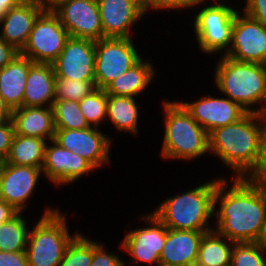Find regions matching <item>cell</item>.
Returning <instances> with one entry per match:
<instances>
[{"mask_svg": "<svg viewBox=\"0 0 266 266\" xmlns=\"http://www.w3.org/2000/svg\"><path fill=\"white\" fill-rule=\"evenodd\" d=\"M137 219L144 224L126 231L117 247L125 254L128 253L129 261H125V266H136L139 263L160 266L167 227L151 211L145 215L140 214Z\"/></svg>", "mask_w": 266, "mask_h": 266, "instance_id": "8", "label": "cell"}, {"mask_svg": "<svg viewBox=\"0 0 266 266\" xmlns=\"http://www.w3.org/2000/svg\"><path fill=\"white\" fill-rule=\"evenodd\" d=\"M132 38H102L95 41V84L105 89L144 55ZM140 51V52H139Z\"/></svg>", "mask_w": 266, "mask_h": 266, "instance_id": "9", "label": "cell"}, {"mask_svg": "<svg viewBox=\"0 0 266 266\" xmlns=\"http://www.w3.org/2000/svg\"><path fill=\"white\" fill-rule=\"evenodd\" d=\"M24 215L25 212H18L0 228V251H25L31 225Z\"/></svg>", "mask_w": 266, "mask_h": 266, "instance_id": "28", "label": "cell"}, {"mask_svg": "<svg viewBox=\"0 0 266 266\" xmlns=\"http://www.w3.org/2000/svg\"><path fill=\"white\" fill-rule=\"evenodd\" d=\"M138 98L107 94V121L118 133H130L133 137L140 134V102ZM140 106V107H139Z\"/></svg>", "mask_w": 266, "mask_h": 266, "instance_id": "25", "label": "cell"}, {"mask_svg": "<svg viewBox=\"0 0 266 266\" xmlns=\"http://www.w3.org/2000/svg\"><path fill=\"white\" fill-rule=\"evenodd\" d=\"M12 110L4 102V99L0 95V121L11 119Z\"/></svg>", "mask_w": 266, "mask_h": 266, "instance_id": "43", "label": "cell"}, {"mask_svg": "<svg viewBox=\"0 0 266 266\" xmlns=\"http://www.w3.org/2000/svg\"><path fill=\"white\" fill-rule=\"evenodd\" d=\"M0 266H29L26 252L0 251Z\"/></svg>", "mask_w": 266, "mask_h": 266, "instance_id": "39", "label": "cell"}, {"mask_svg": "<svg viewBox=\"0 0 266 266\" xmlns=\"http://www.w3.org/2000/svg\"><path fill=\"white\" fill-rule=\"evenodd\" d=\"M151 60L150 57H142L125 73L113 80L105 88L106 93L135 98L141 97V94L144 95L145 91L149 89V86L151 87L152 81H155V75L158 73V68L154 67Z\"/></svg>", "mask_w": 266, "mask_h": 266, "instance_id": "22", "label": "cell"}, {"mask_svg": "<svg viewBox=\"0 0 266 266\" xmlns=\"http://www.w3.org/2000/svg\"><path fill=\"white\" fill-rule=\"evenodd\" d=\"M34 62L18 54L0 69V95L11 110L23 106V96L30 67Z\"/></svg>", "mask_w": 266, "mask_h": 266, "instance_id": "24", "label": "cell"}, {"mask_svg": "<svg viewBox=\"0 0 266 266\" xmlns=\"http://www.w3.org/2000/svg\"><path fill=\"white\" fill-rule=\"evenodd\" d=\"M79 106L88 125L102 129L101 125L107 120V93L105 89L97 88L80 100Z\"/></svg>", "mask_w": 266, "mask_h": 266, "instance_id": "30", "label": "cell"}, {"mask_svg": "<svg viewBox=\"0 0 266 266\" xmlns=\"http://www.w3.org/2000/svg\"><path fill=\"white\" fill-rule=\"evenodd\" d=\"M234 242L215 230L206 232L200 242L195 266H230Z\"/></svg>", "mask_w": 266, "mask_h": 266, "instance_id": "27", "label": "cell"}, {"mask_svg": "<svg viewBox=\"0 0 266 266\" xmlns=\"http://www.w3.org/2000/svg\"><path fill=\"white\" fill-rule=\"evenodd\" d=\"M103 38H134L132 30L147 15L138 0H97ZM137 24V25H136Z\"/></svg>", "mask_w": 266, "mask_h": 266, "instance_id": "18", "label": "cell"}, {"mask_svg": "<svg viewBox=\"0 0 266 266\" xmlns=\"http://www.w3.org/2000/svg\"><path fill=\"white\" fill-rule=\"evenodd\" d=\"M201 95L195 101L181 100L179 102L208 134L219 127L239 121L248 113L238 103L231 101L221 93L219 96L209 93Z\"/></svg>", "mask_w": 266, "mask_h": 266, "instance_id": "15", "label": "cell"}, {"mask_svg": "<svg viewBox=\"0 0 266 266\" xmlns=\"http://www.w3.org/2000/svg\"><path fill=\"white\" fill-rule=\"evenodd\" d=\"M43 177L40 168L4 163L0 176V198L16 211L26 212Z\"/></svg>", "mask_w": 266, "mask_h": 266, "instance_id": "16", "label": "cell"}, {"mask_svg": "<svg viewBox=\"0 0 266 266\" xmlns=\"http://www.w3.org/2000/svg\"><path fill=\"white\" fill-rule=\"evenodd\" d=\"M55 81L52 64L34 63L27 76L23 106L52 107L55 100Z\"/></svg>", "mask_w": 266, "mask_h": 266, "instance_id": "23", "label": "cell"}, {"mask_svg": "<svg viewBox=\"0 0 266 266\" xmlns=\"http://www.w3.org/2000/svg\"><path fill=\"white\" fill-rule=\"evenodd\" d=\"M200 183L192 189L178 192V195L166 197L151 212L168 229L213 230L214 194L218 177Z\"/></svg>", "mask_w": 266, "mask_h": 266, "instance_id": "5", "label": "cell"}, {"mask_svg": "<svg viewBox=\"0 0 266 266\" xmlns=\"http://www.w3.org/2000/svg\"><path fill=\"white\" fill-rule=\"evenodd\" d=\"M239 7L246 15L254 18L266 28V0H242Z\"/></svg>", "mask_w": 266, "mask_h": 266, "instance_id": "38", "label": "cell"}, {"mask_svg": "<svg viewBox=\"0 0 266 266\" xmlns=\"http://www.w3.org/2000/svg\"><path fill=\"white\" fill-rule=\"evenodd\" d=\"M45 9L38 0H25L19 6L10 8L1 17L0 37L21 52L35 20Z\"/></svg>", "mask_w": 266, "mask_h": 266, "instance_id": "19", "label": "cell"}, {"mask_svg": "<svg viewBox=\"0 0 266 266\" xmlns=\"http://www.w3.org/2000/svg\"><path fill=\"white\" fill-rule=\"evenodd\" d=\"M93 171L97 170L77 153L63 148L54 139L47 142L42 172L53 187L71 186Z\"/></svg>", "mask_w": 266, "mask_h": 266, "instance_id": "13", "label": "cell"}, {"mask_svg": "<svg viewBox=\"0 0 266 266\" xmlns=\"http://www.w3.org/2000/svg\"><path fill=\"white\" fill-rule=\"evenodd\" d=\"M51 10L70 37L98 41L103 38L97 0H59Z\"/></svg>", "mask_w": 266, "mask_h": 266, "instance_id": "14", "label": "cell"}, {"mask_svg": "<svg viewBox=\"0 0 266 266\" xmlns=\"http://www.w3.org/2000/svg\"><path fill=\"white\" fill-rule=\"evenodd\" d=\"M243 179L253 184L266 186V125L260 135L256 162Z\"/></svg>", "mask_w": 266, "mask_h": 266, "instance_id": "34", "label": "cell"}, {"mask_svg": "<svg viewBox=\"0 0 266 266\" xmlns=\"http://www.w3.org/2000/svg\"><path fill=\"white\" fill-rule=\"evenodd\" d=\"M47 142L42 138L14 134L5 163L42 169Z\"/></svg>", "mask_w": 266, "mask_h": 266, "instance_id": "26", "label": "cell"}, {"mask_svg": "<svg viewBox=\"0 0 266 266\" xmlns=\"http://www.w3.org/2000/svg\"><path fill=\"white\" fill-rule=\"evenodd\" d=\"M125 259L114 251H108L105 242L92 239V263L90 266H125Z\"/></svg>", "mask_w": 266, "mask_h": 266, "instance_id": "35", "label": "cell"}, {"mask_svg": "<svg viewBox=\"0 0 266 266\" xmlns=\"http://www.w3.org/2000/svg\"><path fill=\"white\" fill-rule=\"evenodd\" d=\"M17 213L18 211L0 198V228Z\"/></svg>", "mask_w": 266, "mask_h": 266, "instance_id": "41", "label": "cell"}, {"mask_svg": "<svg viewBox=\"0 0 266 266\" xmlns=\"http://www.w3.org/2000/svg\"><path fill=\"white\" fill-rule=\"evenodd\" d=\"M216 58L213 88L248 113L266 115V66L237 61L225 55Z\"/></svg>", "mask_w": 266, "mask_h": 266, "instance_id": "3", "label": "cell"}, {"mask_svg": "<svg viewBox=\"0 0 266 266\" xmlns=\"http://www.w3.org/2000/svg\"><path fill=\"white\" fill-rule=\"evenodd\" d=\"M195 1L196 0H144V8L149 14L154 11L164 12L166 10L167 12H171V10L177 12L180 10V14H182V11L185 12L187 10L188 12Z\"/></svg>", "mask_w": 266, "mask_h": 266, "instance_id": "36", "label": "cell"}, {"mask_svg": "<svg viewBox=\"0 0 266 266\" xmlns=\"http://www.w3.org/2000/svg\"><path fill=\"white\" fill-rule=\"evenodd\" d=\"M60 208L45 207L36 224H31L25 249L29 266H59L68 244L80 232H71L68 215Z\"/></svg>", "mask_w": 266, "mask_h": 266, "instance_id": "6", "label": "cell"}, {"mask_svg": "<svg viewBox=\"0 0 266 266\" xmlns=\"http://www.w3.org/2000/svg\"><path fill=\"white\" fill-rule=\"evenodd\" d=\"M191 10L194 16L193 19L191 18L193 21L189 22H192L190 27L193 25L191 28L194 31L199 53L201 51L209 57L225 55L231 45L234 16L239 8L229 4H207L195 1Z\"/></svg>", "mask_w": 266, "mask_h": 266, "instance_id": "7", "label": "cell"}, {"mask_svg": "<svg viewBox=\"0 0 266 266\" xmlns=\"http://www.w3.org/2000/svg\"><path fill=\"white\" fill-rule=\"evenodd\" d=\"M11 120L15 134L52 140L55 122L52 107H19L12 110Z\"/></svg>", "mask_w": 266, "mask_h": 266, "instance_id": "21", "label": "cell"}, {"mask_svg": "<svg viewBox=\"0 0 266 266\" xmlns=\"http://www.w3.org/2000/svg\"><path fill=\"white\" fill-rule=\"evenodd\" d=\"M14 134V125L11 119L0 121V160L2 161H5L9 155Z\"/></svg>", "mask_w": 266, "mask_h": 266, "instance_id": "37", "label": "cell"}, {"mask_svg": "<svg viewBox=\"0 0 266 266\" xmlns=\"http://www.w3.org/2000/svg\"><path fill=\"white\" fill-rule=\"evenodd\" d=\"M163 141L159 153L167 161L193 162L209 155V134L175 98L162 100Z\"/></svg>", "mask_w": 266, "mask_h": 266, "instance_id": "4", "label": "cell"}, {"mask_svg": "<svg viewBox=\"0 0 266 266\" xmlns=\"http://www.w3.org/2000/svg\"><path fill=\"white\" fill-rule=\"evenodd\" d=\"M45 8H51L59 0H38Z\"/></svg>", "mask_w": 266, "mask_h": 266, "instance_id": "46", "label": "cell"}, {"mask_svg": "<svg viewBox=\"0 0 266 266\" xmlns=\"http://www.w3.org/2000/svg\"><path fill=\"white\" fill-rule=\"evenodd\" d=\"M55 129H85L89 128L79 102L73 100H54L52 105Z\"/></svg>", "mask_w": 266, "mask_h": 266, "instance_id": "29", "label": "cell"}, {"mask_svg": "<svg viewBox=\"0 0 266 266\" xmlns=\"http://www.w3.org/2000/svg\"><path fill=\"white\" fill-rule=\"evenodd\" d=\"M81 231L68 244L59 266H90L92 239Z\"/></svg>", "mask_w": 266, "mask_h": 266, "instance_id": "31", "label": "cell"}, {"mask_svg": "<svg viewBox=\"0 0 266 266\" xmlns=\"http://www.w3.org/2000/svg\"><path fill=\"white\" fill-rule=\"evenodd\" d=\"M69 38V32L61 24L60 18L51 8H46L35 20L20 54L34 63L52 64Z\"/></svg>", "mask_w": 266, "mask_h": 266, "instance_id": "10", "label": "cell"}, {"mask_svg": "<svg viewBox=\"0 0 266 266\" xmlns=\"http://www.w3.org/2000/svg\"><path fill=\"white\" fill-rule=\"evenodd\" d=\"M225 56L265 65L266 28L239 9L234 16L232 41Z\"/></svg>", "mask_w": 266, "mask_h": 266, "instance_id": "12", "label": "cell"}, {"mask_svg": "<svg viewBox=\"0 0 266 266\" xmlns=\"http://www.w3.org/2000/svg\"><path fill=\"white\" fill-rule=\"evenodd\" d=\"M144 6V0H138Z\"/></svg>", "mask_w": 266, "mask_h": 266, "instance_id": "48", "label": "cell"}, {"mask_svg": "<svg viewBox=\"0 0 266 266\" xmlns=\"http://www.w3.org/2000/svg\"><path fill=\"white\" fill-rule=\"evenodd\" d=\"M196 1L202 2V3H207V4H208V2H209V4H227V5L229 4L231 6L233 5L234 7H236L235 5H237V4H233L231 2V0L230 1L229 0H196Z\"/></svg>", "mask_w": 266, "mask_h": 266, "instance_id": "44", "label": "cell"}, {"mask_svg": "<svg viewBox=\"0 0 266 266\" xmlns=\"http://www.w3.org/2000/svg\"><path fill=\"white\" fill-rule=\"evenodd\" d=\"M4 163H5V161L0 160V176H1V172H2V168L4 166Z\"/></svg>", "mask_w": 266, "mask_h": 266, "instance_id": "47", "label": "cell"}, {"mask_svg": "<svg viewBox=\"0 0 266 266\" xmlns=\"http://www.w3.org/2000/svg\"><path fill=\"white\" fill-rule=\"evenodd\" d=\"M266 115L247 113L239 121L209 134V153L232 171L231 178H243L258 156L259 139Z\"/></svg>", "mask_w": 266, "mask_h": 266, "instance_id": "2", "label": "cell"}, {"mask_svg": "<svg viewBox=\"0 0 266 266\" xmlns=\"http://www.w3.org/2000/svg\"><path fill=\"white\" fill-rule=\"evenodd\" d=\"M18 54L19 51L0 37V69L8 65Z\"/></svg>", "mask_w": 266, "mask_h": 266, "instance_id": "40", "label": "cell"}, {"mask_svg": "<svg viewBox=\"0 0 266 266\" xmlns=\"http://www.w3.org/2000/svg\"><path fill=\"white\" fill-rule=\"evenodd\" d=\"M209 231L174 230L167 228L160 266H195L200 242Z\"/></svg>", "mask_w": 266, "mask_h": 266, "instance_id": "20", "label": "cell"}, {"mask_svg": "<svg viewBox=\"0 0 266 266\" xmlns=\"http://www.w3.org/2000/svg\"><path fill=\"white\" fill-rule=\"evenodd\" d=\"M54 140L86 159L96 170L111 164L113 138L99 128L56 129Z\"/></svg>", "mask_w": 266, "mask_h": 266, "instance_id": "11", "label": "cell"}, {"mask_svg": "<svg viewBox=\"0 0 266 266\" xmlns=\"http://www.w3.org/2000/svg\"><path fill=\"white\" fill-rule=\"evenodd\" d=\"M25 0H0V16L2 17L10 8L19 6Z\"/></svg>", "mask_w": 266, "mask_h": 266, "instance_id": "42", "label": "cell"}, {"mask_svg": "<svg viewBox=\"0 0 266 266\" xmlns=\"http://www.w3.org/2000/svg\"><path fill=\"white\" fill-rule=\"evenodd\" d=\"M258 243L262 247V250H263V252L266 255V224L264 226V230H263L262 236H261V238H260Z\"/></svg>", "mask_w": 266, "mask_h": 266, "instance_id": "45", "label": "cell"}, {"mask_svg": "<svg viewBox=\"0 0 266 266\" xmlns=\"http://www.w3.org/2000/svg\"><path fill=\"white\" fill-rule=\"evenodd\" d=\"M97 89L95 80L56 79L55 100L80 101Z\"/></svg>", "mask_w": 266, "mask_h": 266, "instance_id": "32", "label": "cell"}, {"mask_svg": "<svg viewBox=\"0 0 266 266\" xmlns=\"http://www.w3.org/2000/svg\"><path fill=\"white\" fill-rule=\"evenodd\" d=\"M213 220V230L234 243L259 242L266 224V186L218 175Z\"/></svg>", "mask_w": 266, "mask_h": 266, "instance_id": "1", "label": "cell"}, {"mask_svg": "<svg viewBox=\"0 0 266 266\" xmlns=\"http://www.w3.org/2000/svg\"><path fill=\"white\" fill-rule=\"evenodd\" d=\"M230 266H266V255L258 242L234 243Z\"/></svg>", "mask_w": 266, "mask_h": 266, "instance_id": "33", "label": "cell"}, {"mask_svg": "<svg viewBox=\"0 0 266 266\" xmlns=\"http://www.w3.org/2000/svg\"><path fill=\"white\" fill-rule=\"evenodd\" d=\"M52 66L56 79L95 80V41L70 37Z\"/></svg>", "mask_w": 266, "mask_h": 266, "instance_id": "17", "label": "cell"}]
</instances>
